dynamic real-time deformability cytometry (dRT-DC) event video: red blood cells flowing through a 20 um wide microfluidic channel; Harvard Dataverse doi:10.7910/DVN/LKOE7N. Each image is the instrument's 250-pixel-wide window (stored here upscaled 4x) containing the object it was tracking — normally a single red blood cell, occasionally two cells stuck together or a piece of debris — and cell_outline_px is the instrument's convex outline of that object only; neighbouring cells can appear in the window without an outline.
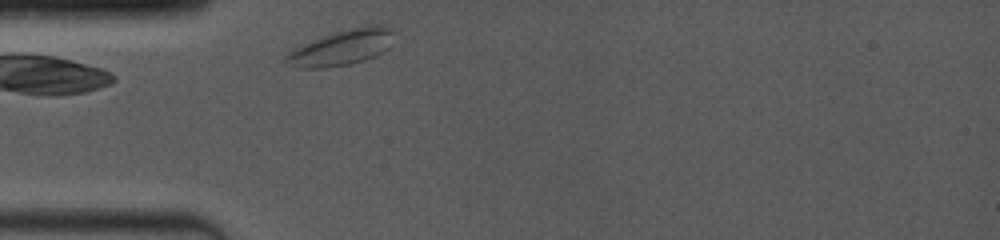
{"species": "common noctule bat (a hibernating species)", "species_latin": "Nyctalus noctula", "temperature_condition": "room temperature", "stored_images_in_passage": 40, "camera_frame_rate_fps": 4000, "um_per_image_px": 0.085, "animal": {"sex": "female", "body_mass_g": 19.0, "forearm_length_mm": 53.3}, "frame": {"image": 1, "passage_image": 2, "time_ms": 0.25, "image_size_px": [1000, 240], "cell_outline_px": [[392, 32], [388, 48], [376, 56], [364, 60], [348, 64], [324, 68], [300, 68], [284, 64], [284, 56], [288, 52], [312, 40], [324, 36], [352, 28], [392, 28]], "centroid_in_image_um": [28.92, 4.12], "position_along_channel_um": 56.1, "area_um2": 21.33}}
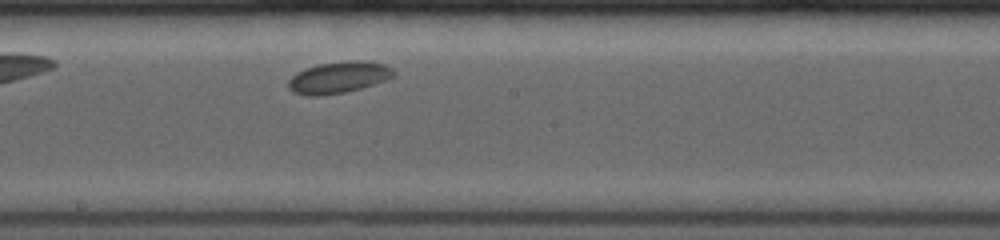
{"frame": {"image": 2, "passage_image": 20, "time_ms": 4.75, "image_size_px": [1000, 240], "cell_outline_px": [[396, 72], [392, 76], [384, 80], [360, 88], [344, 92], [316, 96], [308, 96], [292, 92], [288, 88], [288, 80], [296, 72], [304, 68], [320, 64], [348, 60], [360, 60], [384, 64], [392, 68]], "centroid_in_image_um": [28.73, 6.57], "position_along_channel_um": 219.5, "area_um2": 19.25}}
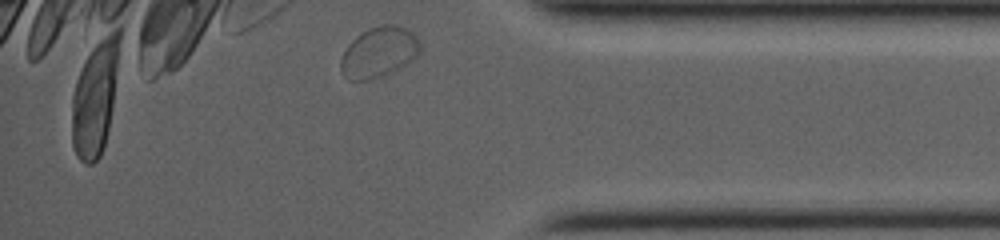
{"frame": {"image": 3, "passage_image": 40, "time_ms": 9.75, "image_size_px": [1000, 240], "cell_outline_px": [[420, 52], [412, 60], [400, 68], [392, 72], [368, 80], [348, 80], [340, 72], [340, 60], [348, 44], [360, 32], [368, 28], [380, 24], [396, 24], [412, 32], [420, 40]], "centroid_in_image_um": [32.19, 4.42], "position_along_channel_um": 403.0, "area_um2": 23.58}}